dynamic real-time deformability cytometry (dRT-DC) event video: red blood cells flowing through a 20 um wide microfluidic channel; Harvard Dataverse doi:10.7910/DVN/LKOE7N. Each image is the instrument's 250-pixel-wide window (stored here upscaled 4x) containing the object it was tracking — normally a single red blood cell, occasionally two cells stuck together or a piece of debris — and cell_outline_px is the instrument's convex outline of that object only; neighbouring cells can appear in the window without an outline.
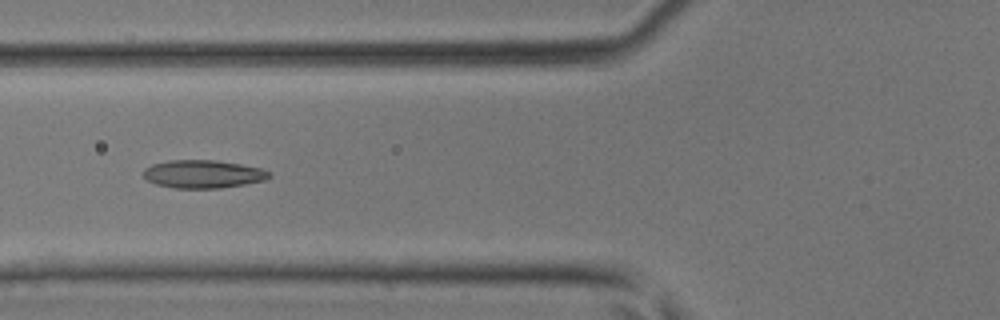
{"species": "common noctule bat (a hibernating species)", "species_latin": "Nyctalus noctula", "temperature_condition": "room temperature", "stored_images_in_passage": 24, "camera_frame_rate_fps": 3000, "um_per_image_px": 0.085, "animal": {"sex": "male", "body_mass_g": 17.9, "forearm_length_mm": 54.2}, "frame": {"image": 1, "passage_image": 17, "time_ms": 5.333, "image_size_px": [1000, 320], "cell_outline_px": [[272, 176], [264, 180], [244, 184], [220, 188], [176, 188], [156, 184], [148, 180], [144, 176], [144, 168], [152, 164], [168, 160], [216, 160], [240, 164], [260, 168], [268, 172]], "centroid_in_image_um": [17.24, 14.79], "position_along_channel_um": 108.6, "area_um2": 20.4}}
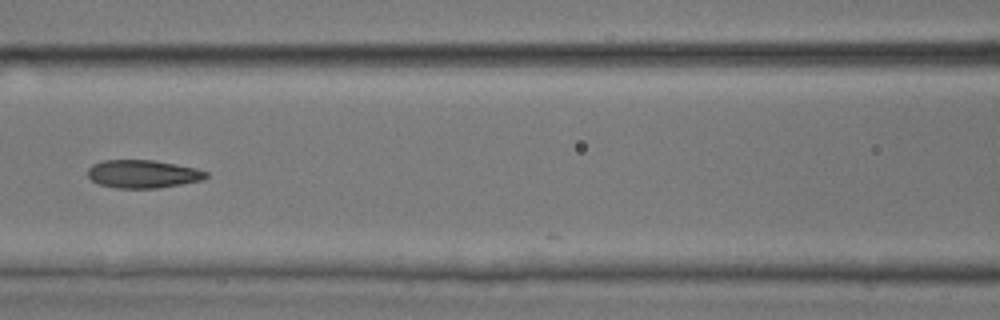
{"frame": {"image": 2, "passage_image": 20, "time_ms": 6.333, "image_size_px": [1000, 320], "cell_outline_px": [[208, 176], [200, 180], [160, 188], [116, 188], [100, 184], [92, 180], [88, 176], [88, 168], [92, 164], [104, 160], [152, 160], [176, 164], [196, 168], [208, 172]], "centroid_in_image_um": [12.13, 14.78], "position_along_channel_um": 154.5, "area_um2": 19.25}}